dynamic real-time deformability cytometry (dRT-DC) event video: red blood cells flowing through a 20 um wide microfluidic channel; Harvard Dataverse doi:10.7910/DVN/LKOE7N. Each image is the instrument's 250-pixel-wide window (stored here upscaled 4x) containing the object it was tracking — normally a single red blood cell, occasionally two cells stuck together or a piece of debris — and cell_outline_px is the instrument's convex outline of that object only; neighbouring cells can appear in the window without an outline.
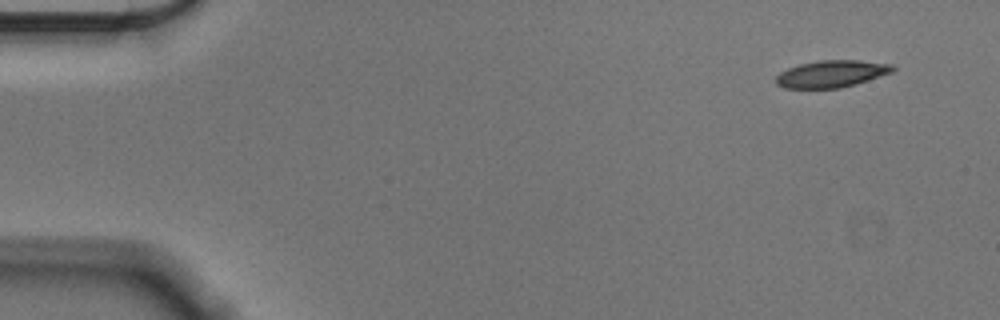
{"species": "Egyptian fruit bat (a non-hibernating species)", "species_latin": "Rousettus aegyptiacus", "temperature_condition": "cold", "stored_images_in_passage": 53, "camera_frame_rate_fps": 3000, "um_per_image_px": 0.085, "animal": {"sex": "male"}, "frame": {"image": 1, "passage_image": 1, "time_ms": 0.0, "image_size_px": [1000, 320], "cell_outline_px": [[896, 68], [892, 72], [856, 84], [840, 88], [784, 88], [776, 84], [776, 76], [780, 72], [788, 68], [800, 64], [820, 60], [860, 60], [892, 64]], "centroid_in_image_um": [70.68, 6.27], "position_along_channel_um": 14.3, "area_um2": 18.38}}
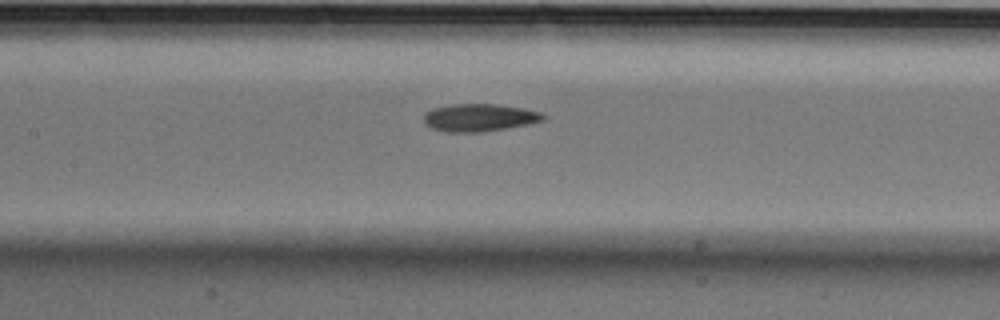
{"frame": {"image": 2, "passage_image": 23, "time_ms": 7.333, "image_size_px": [1000, 320], "cell_outline_px": [[544, 120], [528, 124], [484, 132], [444, 132], [432, 128], [424, 124], [424, 112], [432, 108], [448, 104], [492, 104], [524, 108], [540, 112], [544, 116]], "centroid_in_image_um": [40.68, 9.99], "position_along_channel_um": 166.7, "area_um2": 19.31}}
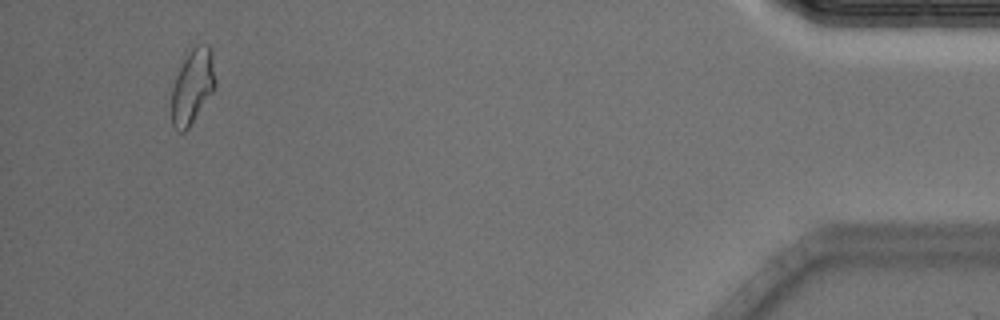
{"frame": {"image": 3, "passage_image": 50, "time_ms": 16.333, "image_size_px": [1000, 320], "cell_outline_px": [[216, 84], [212, 92], [188, 128], [184, 132], [180, 132], [172, 124], [172, 88], [176, 76], [184, 60], [192, 48], [196, 44], [208, 44], [212, 52], [216, 80]], "centroid_in_image_um": [16.38, 7.32], "position_along_channel_um": 418.8, "area_um2": 18.73}, "authors_computed_cell_mechanics": {"area_um2": 18.9584, "velocity_mm_per_s": 3.5816, "shape_relaxation_time_tau1_ms": 5.6, "shape_relaxation_time_tau2_ms": 3.7664, "deformation_change_tau1": 0.1499, "deformation_change_tau2": 0.102}}